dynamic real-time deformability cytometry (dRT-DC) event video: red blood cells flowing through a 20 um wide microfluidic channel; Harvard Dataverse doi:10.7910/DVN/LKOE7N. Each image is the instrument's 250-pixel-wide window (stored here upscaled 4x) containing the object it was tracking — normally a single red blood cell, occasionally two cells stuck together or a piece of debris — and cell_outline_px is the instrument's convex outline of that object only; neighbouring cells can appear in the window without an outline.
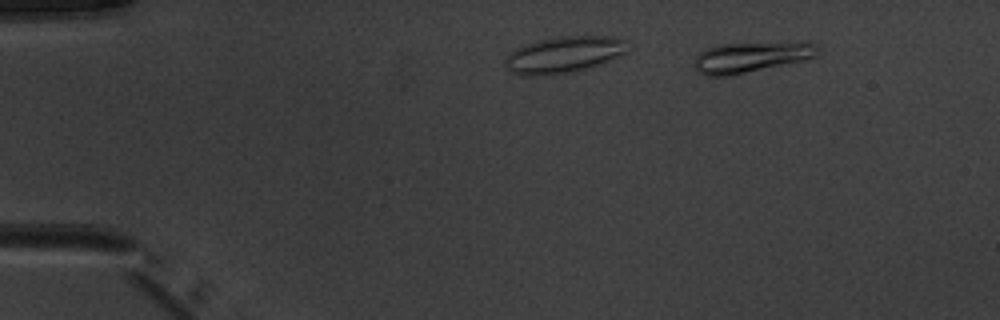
{"species": "common noctule bat (a hibernating species)", "species_latin": "Nyctalus noctula", "temperature_condition": "warm", "stored_images_in_passage": 38, "camera_frame_rate_fps": 3000, "um_per_image_px": 0.085, "animal": {"sex": "male", "body_mass_g": 20.1, "forearm_length_mm": 53.5}, "frame": {"image": 1, "passage_image": 7, "time_ms": 2.0, "image_size_px": [1000, 320], "cell_outline_px": [[820, 52], [816, 56], [808, 60], [728, 76], [708, 76], [696, 72], [696, 56], [704, 48], [716, 44], [804, 40], [820, 44]], "centroid_in_image_um": [63.97, 4.8], "position_along_channel_um": 21.0, "area_um2": 23.06}}
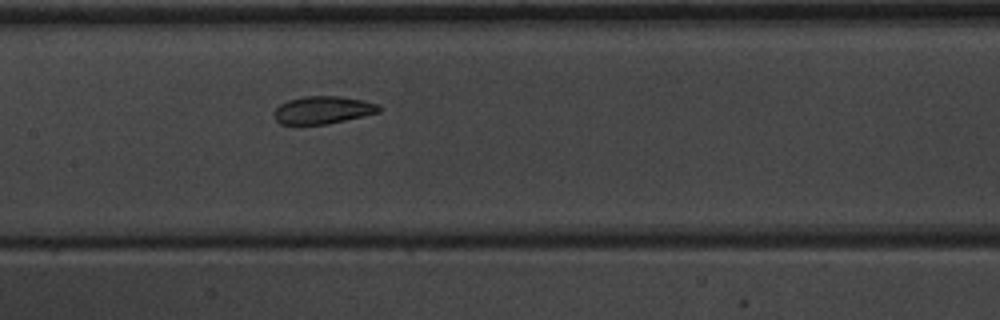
{"frame": {"image": 2, "passage_image": 21, "time_ms": 6.667, "image_size_px": [1000, 320], "cell_outline_px": [[384, 108], [380, 112], [364, 116], [328, 124], [280, 124], [276, 120], [276, 108], [280, 104], [288, 100], [304, 96], [340, 96], [364, 100], [380, 104]], "centroid_in_image_um": [27.53, 9.34], "position_along_channel_um": 179.9, "area_um2": 16.99}}
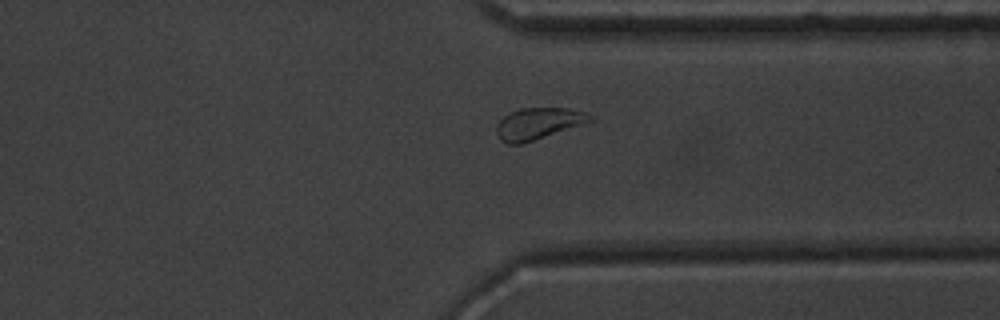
{"frame": {"image": 3, "passage_image": 35, "time_ms": 11.333, "image_size_px": [1000, 320], "cell_outline_px": [[592, 120], [520, 144], [508, 144], [500, 140], [496, 136], [496, 124], [508, 112], [520, 108], [568, 108], [584, 112], [592, 116]], "centroid_in_image_um": [45.65, 10.49], "position_along_channel_um": 365.8, "area_um2": 16.82}}